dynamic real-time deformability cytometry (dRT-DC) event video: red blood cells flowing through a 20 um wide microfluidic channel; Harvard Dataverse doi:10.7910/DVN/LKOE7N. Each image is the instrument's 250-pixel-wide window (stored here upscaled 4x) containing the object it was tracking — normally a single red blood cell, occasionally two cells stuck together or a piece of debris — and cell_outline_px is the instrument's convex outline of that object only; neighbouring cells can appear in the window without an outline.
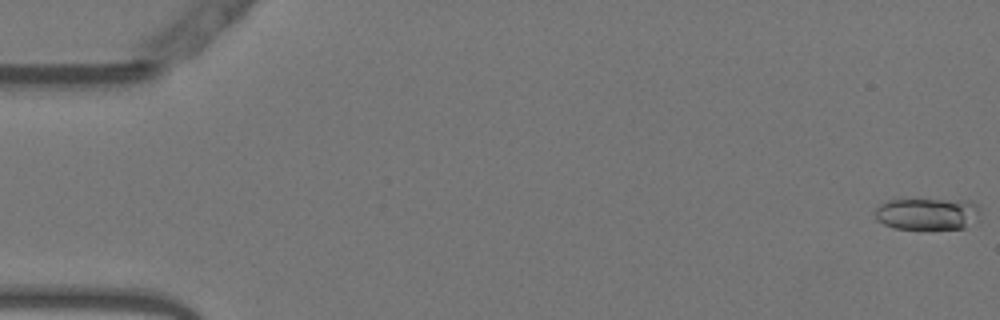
{"species": "Egyptian fruit bat (a non-hibernating species)", "species_latin": "Rousettus aegyptiacus", "temperature_condition": "warm", "stored_images_in_passage": 55, "camera_frame_rate_fps": 3000, "um_per_image_px": 0.085, "animal": {"sex": "female"}, "frame": {"image": 1, "passage_image": 1, "time_ms": 0.0, "image_size_px": [1000, 320], "cell_outline_px": [[980, 220], [964, 228], [896, 228], [884, 224], [876, 220], [876, 208], [880, 204], [888, 200], [968, 200], [976, 204], [980, 208]], "centroid_in_image_um": [78.89, 18.17], "position_along_channel_um": 6.1, "area_um2": 19.48}}